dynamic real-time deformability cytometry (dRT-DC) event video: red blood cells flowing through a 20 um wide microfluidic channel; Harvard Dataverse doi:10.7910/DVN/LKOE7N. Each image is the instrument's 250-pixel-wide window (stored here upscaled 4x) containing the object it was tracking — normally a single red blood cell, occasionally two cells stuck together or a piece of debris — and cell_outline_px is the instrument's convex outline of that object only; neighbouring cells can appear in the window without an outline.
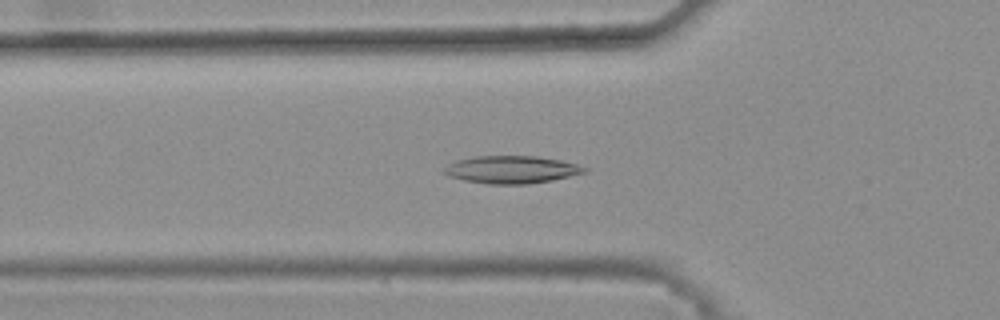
{"species": "common noctule bat (a hibernating species)", "species_latin": "Nyctalus noctula", "temperature_condition": "warm", "stored_images_in_passage": 36, "camera_frame_rate_fps": 3000, "um_per_image_px": 0.085, "animal": {"sex": "female", "body_mass_g": 25.1}, "frame": {"image": 1, "passage_image": 9, "time_ms": 2.667, "image_size_px": [1000, 320], "cell_outline_px": [[588, 172], [552, 180], [528, 184], [488, 184], [464, 180], [448, 176], [440, 172], [448, 164], [456, 160], [476, 156], [536, 156], [560, 160], [576, 164], [588, 168]], "centroid_in_image_um": [43.46, 14.42], "position_along_channel_um": 82.3, "area_um2": 22.66}}
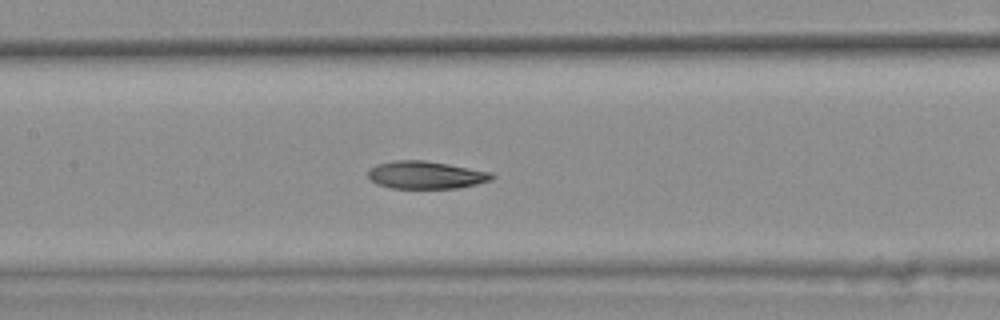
{"frame": {"image": 2, "passage_image": 16, "time_ms": 5.0, "image_size_px": [1000, 320], "cell_outline_px": [[496, 176], [492, 180], [460, 188], [388, 188], [376, 184], [368, 176], [368, 172], [376, 164], [396, 160], [424, 160], [448, 164], [492, 172]], "centroid_in_image_um": [36.22, 14.88], "position_along_channel_um": 171.2, "area_um2": 20.0}}
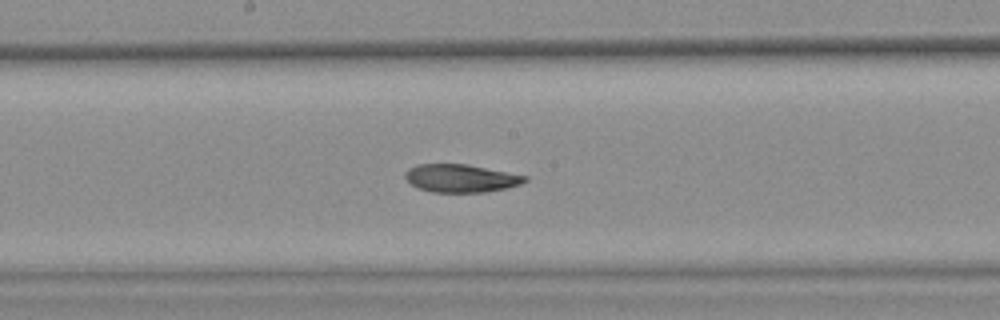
{"frame": {"image": 3, "passage_image": 19, "time_ms": 6.0, "image_size_px": [1000, 320], "cell_outline_px": [[528, 180], [520, 184], [508, 188], [484, 192], [432, 192], [420, 188], [412, 184], [404, 176], [404, 172], [408, 168], [416, 164], [468, 164], [528, 176]], "centroid_in_image_um": [39.18, 15.14], "position_along_channel_um": 209.0, "area_um2": 19.54}, "authors_computed_cell_mechanics": {"area_um2": 20.4901, "velocity_mm_per_s": 3.792, "shape_relaxation_time_tau1_ms": null, "shape_relaxation_time_tau2_ms": 4.9626, "deformation_change_tau1": null, "deformation_change_tau2": 0.1159}}